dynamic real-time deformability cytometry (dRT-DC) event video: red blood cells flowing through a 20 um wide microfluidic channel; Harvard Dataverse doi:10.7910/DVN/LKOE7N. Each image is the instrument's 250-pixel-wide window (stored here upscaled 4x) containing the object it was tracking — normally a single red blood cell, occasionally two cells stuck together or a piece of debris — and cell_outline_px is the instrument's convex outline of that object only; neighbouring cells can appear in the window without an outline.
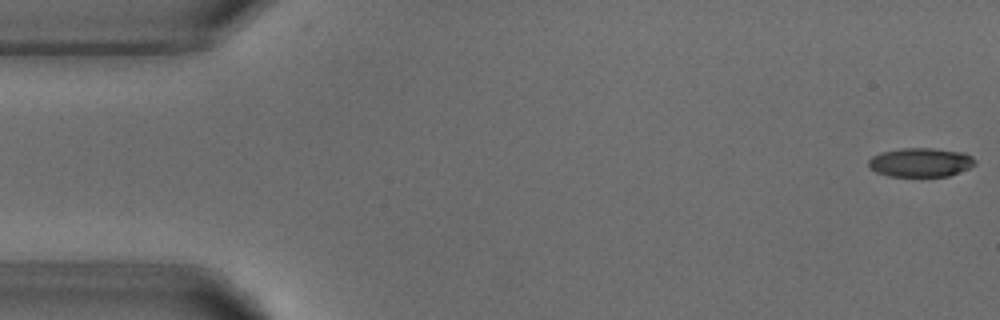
{"species": "common noctule bat (a hibernating species)", "species_latin": "Nyctalus noctula", "temperature_condition": "warm", "stored_images_in_passage": 6, "camera_frame_rate_fps": 3000, "um_per_image_px": 0.085, "animal": {"sex": "male", "body_mass_g": 18.8}, "frame": {"image": 1, "passage_image": 1, "time_ms": 0.0, "image_size_px": [1000, 320], "cell_outline_px": [[976, 164], [968, 168], [948, 176], [888, 176], [876, 172], [868, 168], [868, 160], [872, 156], [880, 152], [904, 148], [932, 148], [964, 152], [972, 156], [976, 160]], "centroid_in_image_um": [78.23, 13.79], "position_along_channel_um": 6.8, "area_um2": 18.09}}